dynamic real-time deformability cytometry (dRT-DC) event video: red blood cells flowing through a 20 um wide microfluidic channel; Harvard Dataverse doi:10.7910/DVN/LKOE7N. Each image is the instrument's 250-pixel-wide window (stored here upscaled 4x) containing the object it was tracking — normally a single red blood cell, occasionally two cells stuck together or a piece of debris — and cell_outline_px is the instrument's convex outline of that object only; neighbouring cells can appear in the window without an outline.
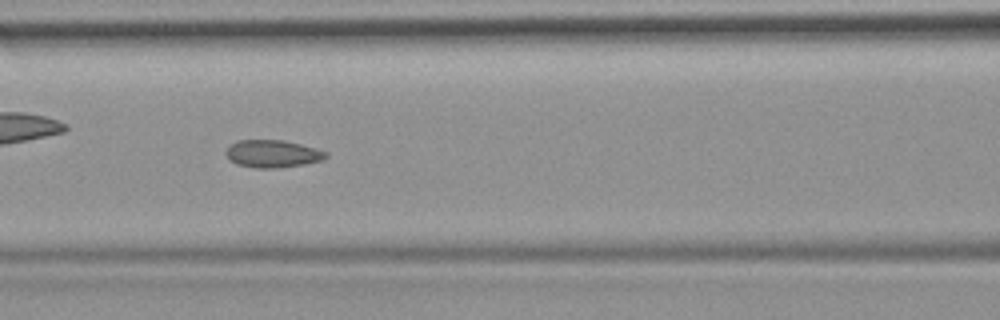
{"species": "common noctule bat (a hibernating species)", "species_latin": "Nyctalus noctula", "temperature_condition": "room temperature", "stored_images_in_passage": 53, "camera_frame_rate_fps": 3000, "um_per_image_px": 0.085, "animal": {"sex": "female", "body_mass_g": 19.9}, "frame": {"image": 1, "passage_image": 23, "time_ms": 7.333, "image_size_px": [1000, 320], "cell_outline_px": [[328, 156], [324, 160], [304, 164], [276, 168], [256, 168], [236, 164], [228, 160], [224, 152], [228, 144], [236, 140], [284, 140], [316, 148], [328, 152]], "centroid_in_image_um": [23.13, 13.06], "position_along_channel_um": 143.5, "area_um2": 16.36}, "authors_computed_cell_mechanics": {"area_um2": 16.5308, "velocity_mm_per_s": 3.7974, "shape_relaxation_time_tau1_ms": null, "shape_relaxation_time_tau2_ms": 1.5117, "deformation_change_tau1": null, "deformation_change_tau2": 0.0573}}